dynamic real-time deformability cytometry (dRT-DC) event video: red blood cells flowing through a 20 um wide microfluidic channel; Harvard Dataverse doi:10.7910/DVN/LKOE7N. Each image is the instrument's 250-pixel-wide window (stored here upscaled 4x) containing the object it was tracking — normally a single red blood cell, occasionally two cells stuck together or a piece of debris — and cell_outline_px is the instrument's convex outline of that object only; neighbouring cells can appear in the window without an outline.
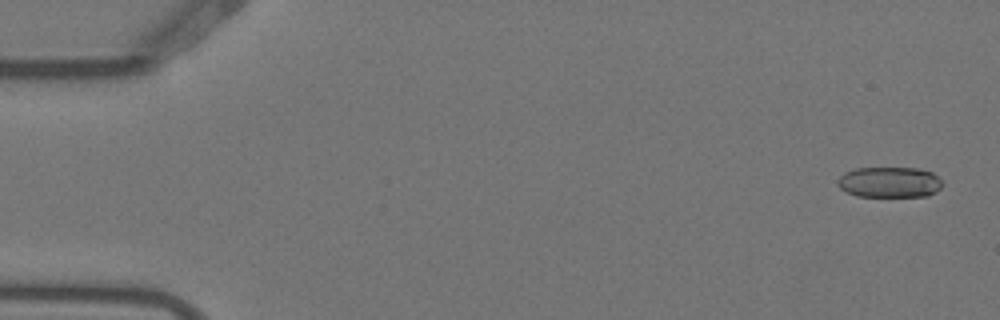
{"species": "Egyptian fruit bat (a non-hibernating species)", "species_latin": "Rousettus aegyptiacus", "temperature_condition": "warm", "stored_images_in_passage": 5, "segment_of_instrument_passage": [1, 2], "camera_frame_rate_fps": 3000, "um_per_image_px": 0.085, "animal": {"sex": "female"}, "frame": {"image": 1, "passage_image": 1, "time_ms": 0.0, "image_size_px": [1000, 320], "cell_outline_px": [[944, 184], [936, 192], [928, 196], [856, 196], [840, 188], [836, 184], [836, 180], [844, 172], [856, 168], [916, 168], [932, 172]], "centroid_in_image_um": [75.59, 15.48], "position_along_channel_um": 9.4, "area_um2": 18.79}}
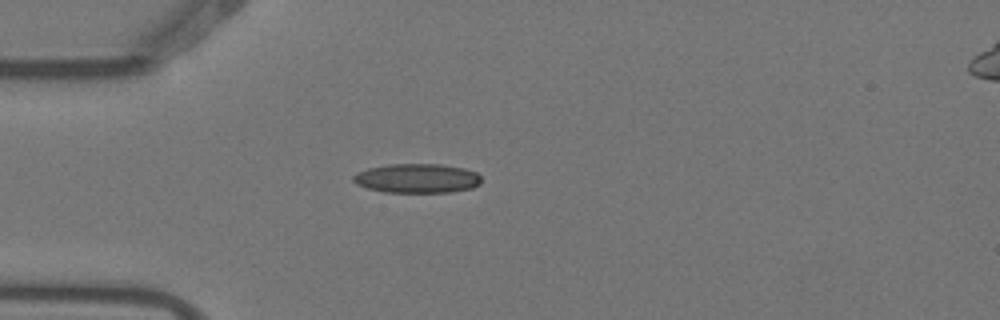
{"frame": {"image": 2, "passage_image": 4, "time_ms": 1.0, "image_size_px": [1000, 320], "cell_outline_px": [[480, 184], [472, 188], [452, 192], [384, 192], [368, 188], [356, 184], [352, 180], [352, 176], [368, 168], [388, 164], [440, 164], [464, 168], [476, 172], [480, 176]], "centroid_in_image_um": [35.46, 15.16], "position_along_channel_um": 49.5, "area_um2": 21.85}}